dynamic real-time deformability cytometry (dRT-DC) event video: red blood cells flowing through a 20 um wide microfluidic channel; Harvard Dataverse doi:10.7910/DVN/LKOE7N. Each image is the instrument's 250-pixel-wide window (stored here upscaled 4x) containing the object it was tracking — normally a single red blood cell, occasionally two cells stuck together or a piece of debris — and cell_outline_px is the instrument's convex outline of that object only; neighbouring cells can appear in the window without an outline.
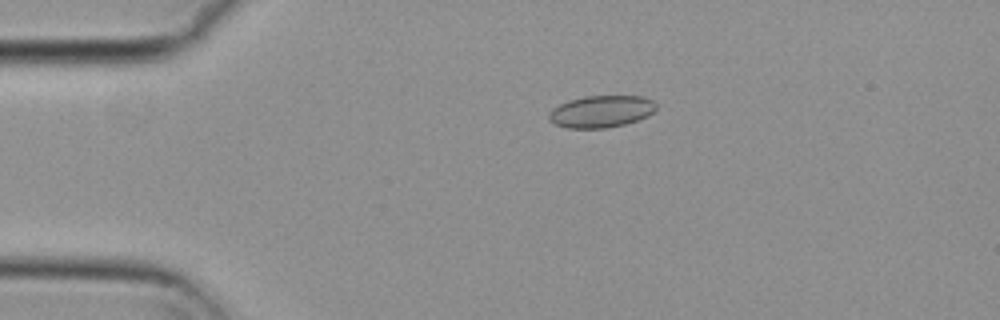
{"species": "common noctule bat (a hibernating species)", "species_latin": "Nyctalus noctula", "temperature_condition": "cold", "stored_images_in_passage": 38, "camera_frame_rate_fps": 3000, "um_per_image_px": 0.085, "animal": {"sex": "female", "body_mass_g": 29.2, "forearm_length_mm": 56.3}, "frame": {"image": 1, "passage_image": 2, "time_ms": 0.333, "image_size_px": [1000, 320], "cell_outline_px": [[656, 108], [648, 116], [624, 124], [604, 128], [568, 128], [556, 124], [548, 120], [548, 112], [552, 108], [568, 100], [584, 96], [644, 96], [652, 100], [656, 104]], "centroid_in_image_um": [51.07, 9.46], "position_along_channel_um": 33.9, "area_um2": 20.0}}
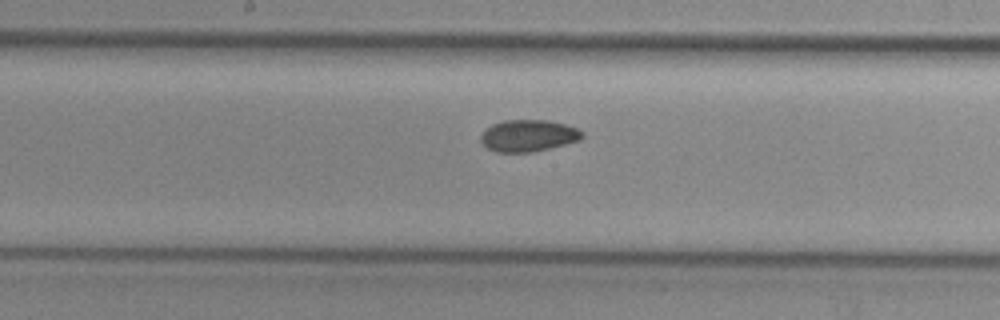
{"frame": {"image": 2, "passage_image": 19, "time_ms": 6.0, "image_size_px": [1000, 320], "cell_outline_px": [[584, 136], [580, 140], [532, 152], [496, 152], [488, 148], [480, 140], [480, 136], [492, 124], [504, 120], [548, 120], [580, 128], [584, 132]], "centroid_in_image_um": [44.94, 11.52], "position_along_channel_um": 203.3, "area_um2": 18.73}}
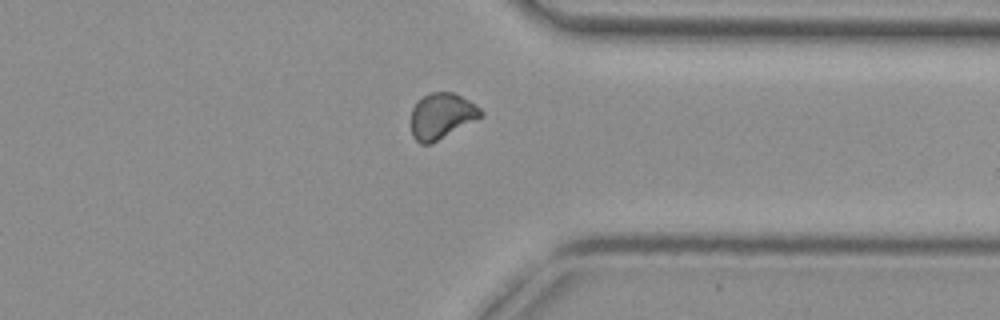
{"frame": {"image": 3, "passage_image": 33, "time_ms": 10.667, "image_size_px": [1000, 320], "cell_outline_px": [[484, 116], [432, 144], [420, 144], [412, 136], [412, 108], [416, 100], [428, 92], [452, 92], [468, 100], [480, 108], [484, 112]], "centroid_in_image_um": [37.53, 9.86], "position_along_channel_um": 373.9, "area_um2": 18.84}, "authors_computed_cell_mechanics": {"area_um2": 18.785, "velocity_mm_per_s": 3.7365, "shape_relaxation_time_tau1_ms": null, "shape_relaxation_time_tau2_ms": 3.6227, "deformation_change_tau1": null, "deformation_change_tau2": 0.0631}}